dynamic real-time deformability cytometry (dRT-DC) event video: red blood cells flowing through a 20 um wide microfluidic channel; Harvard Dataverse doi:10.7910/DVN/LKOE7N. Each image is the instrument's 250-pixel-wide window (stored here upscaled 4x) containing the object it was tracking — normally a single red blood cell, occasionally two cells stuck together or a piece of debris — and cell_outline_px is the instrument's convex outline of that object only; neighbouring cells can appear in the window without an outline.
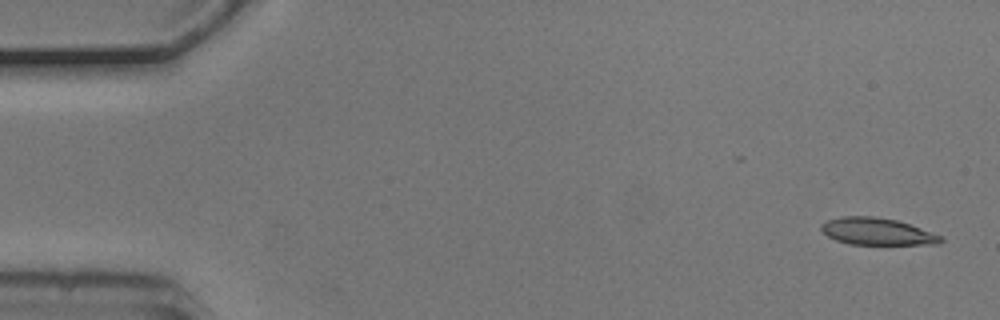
{"species": "common noctule bat (a hibernating species)", "species_latin": "Nyctalus noctula", "temperature_condition": "cold", "stored_images_in_passage": 4, "camera_frame_rate_fps": 3000, "um_per_image_px": 0.085, "animal": {"sex": "male", "body_mass_g": 20.5, "forearm_length_mm": 52.5}, "frame": {"image": 1, "passage_image": 1, "time_ms": 0.0, "image_size_px": [1000, 320], "cell_outline_px": [[944, 240], [940, 244], [848, 244], [836, 240], [828, 236], [820, 228], [820, 224], [828, 220], [840, 216], [872, 216], [896, 220], [920, 228], [940, 236]], "centroid_in_image_um": [74.51, 19.67], "position_along_channel_um": 10.5, "area_um2": 18.61}}